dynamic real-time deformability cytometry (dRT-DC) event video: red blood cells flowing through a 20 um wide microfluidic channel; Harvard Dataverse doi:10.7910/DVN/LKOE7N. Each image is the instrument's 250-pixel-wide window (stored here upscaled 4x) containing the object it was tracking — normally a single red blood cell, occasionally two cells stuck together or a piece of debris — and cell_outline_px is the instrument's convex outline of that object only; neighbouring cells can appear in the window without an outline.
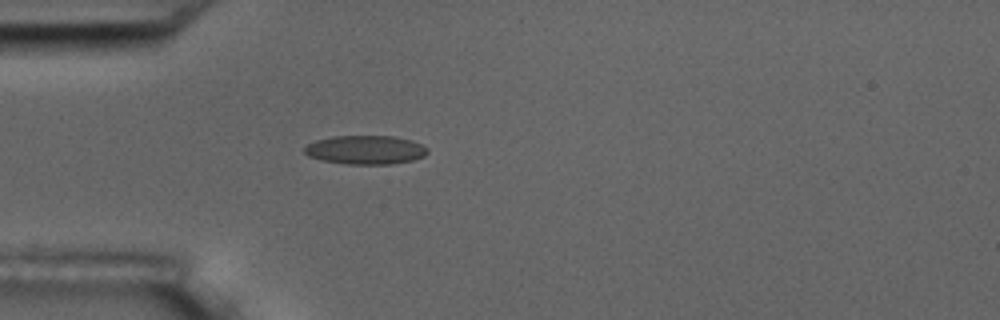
{"species": "common noctule bat (a hibernating species)", "species_latin": "Nyctalus noctula", "temperature_condition": "room temperature", "stored_images_in_passage": 1, "camera_frame_rate_fps": 3000, "um_per_image_px": 0.085, "animal": {"sex": "male", "body_mass_g": 17.5, "forearm_length_mm": 52.3}, "frame": {"image": 1, "passage_image": 1, "time_ms": 0.0, "image_size_px": [1000, 320], "cell_outline_px": [[428, 152], [424, 156], [412, 160], [388, 164], [348, 164], [324, 160], [308, 156], [304, 152], [304, 148], [308, 144], [316, 140], [332, 136], [392, 136], [412, 140], [428, 148]], "centroid_in_image_um": [31.07, 12.73], "position_along_channel_um": 53.9, "area_um2": 20.52}}